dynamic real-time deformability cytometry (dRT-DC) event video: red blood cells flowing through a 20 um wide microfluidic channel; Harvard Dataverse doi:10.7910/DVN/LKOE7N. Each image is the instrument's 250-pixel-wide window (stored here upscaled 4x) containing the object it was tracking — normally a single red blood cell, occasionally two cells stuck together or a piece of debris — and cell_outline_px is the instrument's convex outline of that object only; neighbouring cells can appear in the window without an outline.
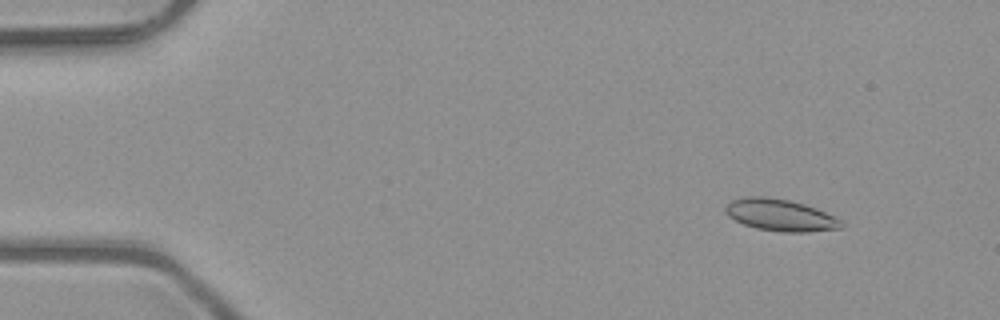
{"species": "common noctule bat (a hibernating species)", "species_latin": "Nyctalus noctula", "temperature_condition": "room temperature", "stored_images_in_passage": 5, "camera_frame_rate_fps": 3000, "um_per_image_px": 0.085, "animal": {"sex": "male", "body_mass_g": 23.1, "forearm_length_mm": 52.7}, "frame": {"image": 1, "passage_image": 1, "time_ms": 0.0, "image_size_px": [1000, 320], "cell_outline_px": [[844, 224], [840, 228], [808, 232], [784, 232], [756, 228], [744, 224], [728, 216], [724, 212], [724, 208], [732, 200], [744, 196], [764, 196], [788, 200], [804, 204], [816, 208], [836, 216]], "centroid_in_image_um": [66.32, 18.28], "position_along_channel_um": 18.7, "area_um2": 21.5}}
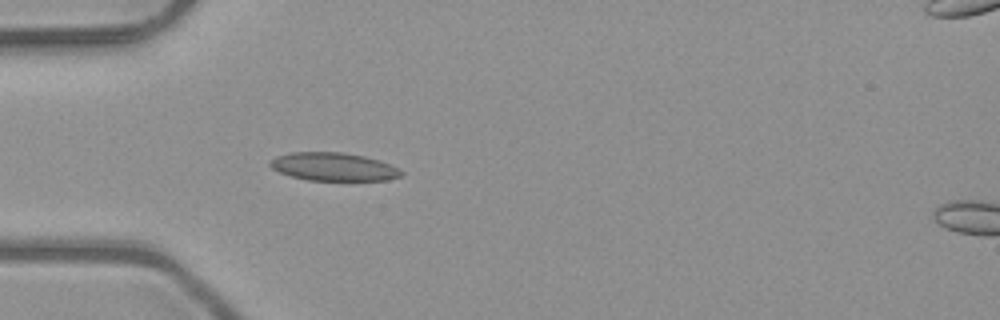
{"frame": {"image": 2, "passage_image": 4, "time_ms": 1.0, "image_size_px": [1000, 320], "cell_outline_px": [[404, 172], [400, 176], [388, 180], [308, 180], [292, 176], [280, 172], [272, 168], [268, 164], [276, 156], [292, 152], [344, 152], [364, 156], [380, 160]], "centroid_in_image_um": [28.34, 14.17], "position_along_channel_um": 56.7, "area_um2": 21.33}}